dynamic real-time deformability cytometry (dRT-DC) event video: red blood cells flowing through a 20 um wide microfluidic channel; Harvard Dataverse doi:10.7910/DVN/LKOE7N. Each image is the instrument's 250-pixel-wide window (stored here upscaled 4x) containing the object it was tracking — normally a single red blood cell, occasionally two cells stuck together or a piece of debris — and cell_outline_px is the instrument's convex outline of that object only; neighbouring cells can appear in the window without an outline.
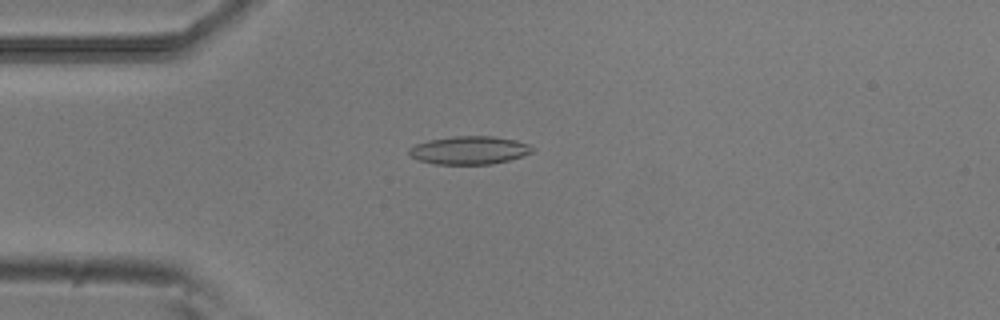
{"species": "common noctule bat (a hibernating species)", "species_latin": "Nyctalus noctula", "temperature_condition": "room temperature", "stored_images_in_passage": 52, "camera_frame_rate_fps": 3000, "um_per_image_px": 0.085, "animal": {"sex": "male", "body_mass_g": 20.5, "forearm_length_mm": 52.5}, "frame": {"image": 1, "passage_image": 13, "time_ms": 4.0, "image_size_px": [1000, 320], "cell_outline_px": [[536, 148], [532, 152], [508, 160], [492, 164], [436, 164], [420, 160], [412, 156], [408, 152], [408, 148], [416, 144], [428, 140], [452, 136], [492, 136], [516, 140], [528, 144]], "centroid_in_image_um": [39.89, 12.76], "position_along_channel_um": 45.1, "area_um2": 20.11}}
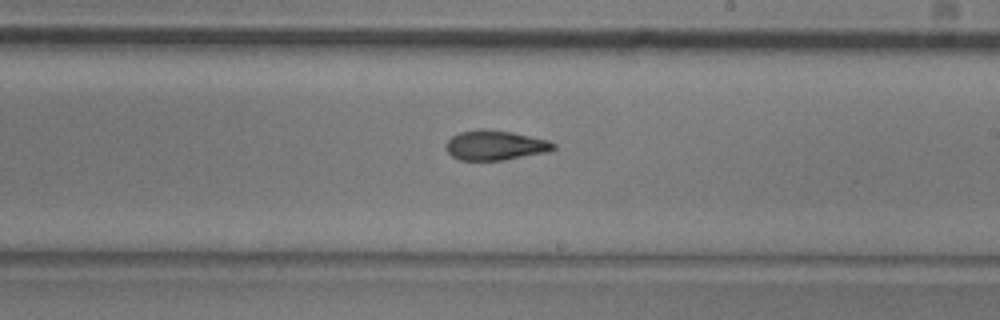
{"frame": {"image": 2, "passage_image": 30, "time_ms": 9.667, "image_size_px": [1000, 320], "cell_outline_px": [[556, 148], [548, 152], [504, 160], [460, 160], [452, 156], [448, 152], [448, 140], [452, 136], [460, 132], [480, 128], [484, 128], [512, 132], [548, 140], [556, 144]], "centroid_in_image_um": [42.13, 12.34], "position_along_channel_um": 246.9, "area_um2": 18.61}}
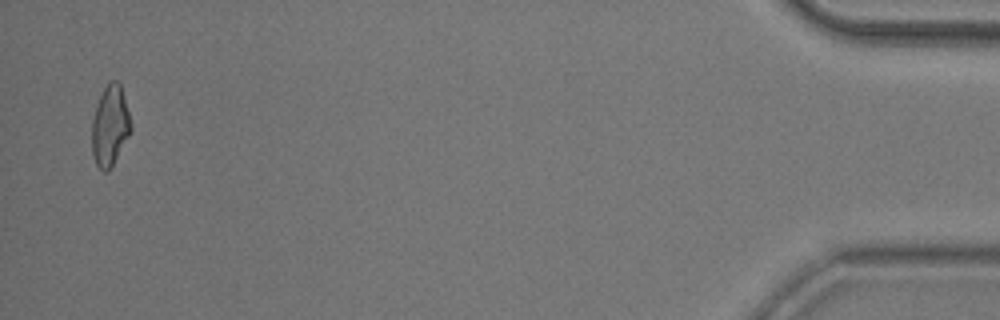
{"frame": {"image": 3, "passage_image": 51, "time_ms": 16.667, "image_size_px": [1000, 320], "cell_outline_px": [[132, 128], [128, 136], [108, 172], [104, 172], [96, 164], [92, 152], [92, 120], [100, 96], [108, 80], [116, 80], [120, 84], [128, 112]], "centroid_in_image_um": [9.34, 10.68], "position_along_channel_um": 425.9, "area_um2": 17.86}, "authors_computed_cell_mechanics": {"area_um2": 18.7272, "velocity_mm_per_s": 3.8309, "shape_relaxation_time_tau1_ms": null, "shape_relaxation_time_tau2_ms": 4.4098, "deformation_change_tau1": null, "deformation_change_tau2": 0.1249}}